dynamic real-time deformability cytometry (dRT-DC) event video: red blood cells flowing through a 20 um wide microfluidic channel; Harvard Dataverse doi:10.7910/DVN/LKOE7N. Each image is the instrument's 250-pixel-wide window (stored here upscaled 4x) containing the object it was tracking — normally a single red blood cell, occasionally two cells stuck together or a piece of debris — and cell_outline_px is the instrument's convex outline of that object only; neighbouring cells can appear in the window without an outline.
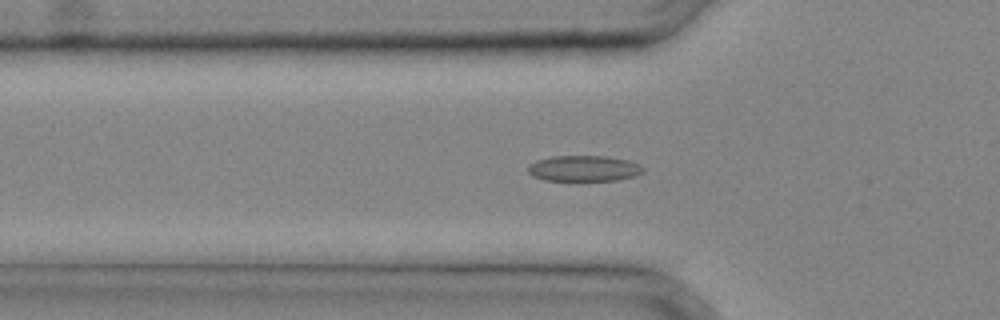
{"species": "common noctule bat (a hibernating species)", "species_latin": "Nyctalus noctula", "temperature_condition": "cold", "stored_images_in_passage": 25, "camera_frame_rate_fps": 3000, "um_per_image_px": 0.085, "animal": {"sex": "male", "body_mass_g": 20.4}, "frame": {"image": 1, "passage_image": 2, "time_ms": 0.333, "image_size_px": [1000, 320], "cell_outline_px": [[644, 172], [636, 176], [616, 180], [544, 180], [532, 176], [528, 172], [528, 164], [536, 160], [552, 156], [608, 156], [628, 160], [640, 164], [644, 168]], "centroid_in_image_um": [49.64, 14.31], "position_along_channel_um": 76.2, "area_um2": 17.46}}
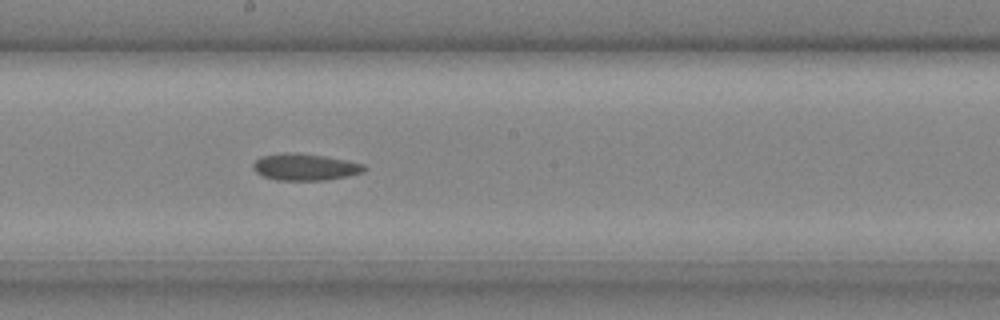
{"frame": {"image": 2, "passage_image": 10, "time_ms": 3.0, "image_size_px": [1000, 320], "cell_outline_px": [[368, 168], [364, 172], [348, 176], [324, 180], [276, 180], [264, 176], [256, 172], [252, 168], [252, 164], [260, 156], [284, 152], [296, 152], [324, 156], [364, 164]], "centroid_in_image_um": [25.91, 14.19], "position_along_channel_um": 222.3, "area_um2": 17.4}}
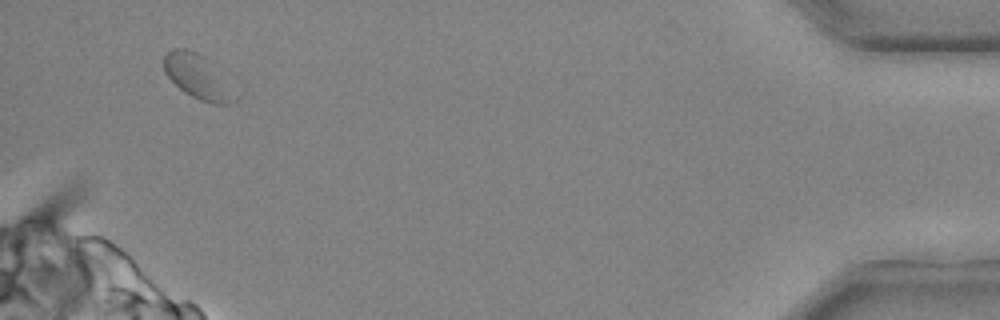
{"frame": {"image": 3, "passage_image": 24, "time_ms": 7.667, "image_size_px": [1000, 320], "cell_outline_px": [[244, 92], [240, 100], [228, 104], [212, 104], [200, 100], [184, 92], [164, 72], [164, 56], [172, 48], [184, 48], [196, 52], [212, 60], [244, 88]], "centroid_in_image_um": [17.11, 6.57], "position_along_channel_um": 418.1, "area_um2": 20.35}}